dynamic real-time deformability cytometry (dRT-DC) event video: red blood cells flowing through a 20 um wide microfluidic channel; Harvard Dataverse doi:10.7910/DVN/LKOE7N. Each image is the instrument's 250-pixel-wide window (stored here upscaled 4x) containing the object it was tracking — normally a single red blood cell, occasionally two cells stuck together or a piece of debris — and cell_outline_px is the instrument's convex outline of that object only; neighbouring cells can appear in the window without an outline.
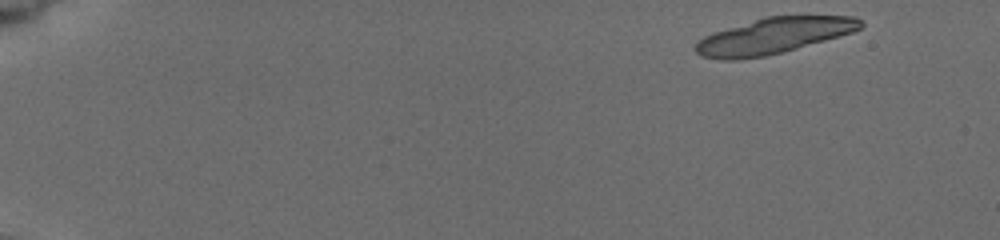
{"species": "common noctule bat (a hibernating species)", "species_latin": "Nyctalus noctula", "temperature_condition": "cold", "stored_images_in_passage": 9, "camera_frame_rate_fps": 3000, "um_per_image_px": 0.085, "animal": {"sex": "female", "body_mass_g": 19.5, "forearm_length_mm": 54.1}, "frame": {"image": 1, "passage_image": 1, "time_ms": 0.0, "image_size_px": [1000, 240], "cell_outline_px": [[864, 24], [860, 28], [852, 32], [796, 48], [764, 56], [732, 60], [724, 60], [704, 56], [696, 52], [696, 44], [704, 36], [716, 32], [768, 16], [856, 16], [864, 20]], "centroid_in_image_um": [65.81, 3.03], "position_along_channel_um": 19.2, "area_um2": 33.58}}
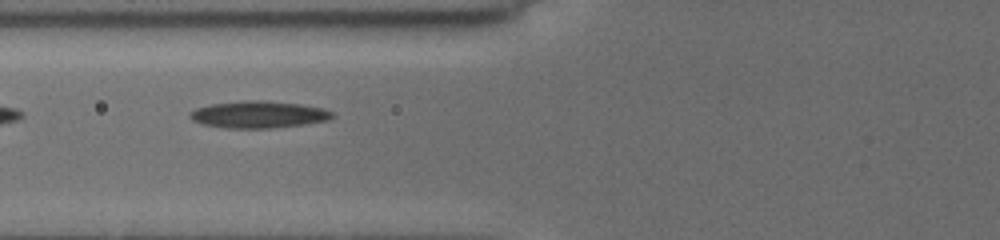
{"frame": {"image": 2, "passage_image": 7, "time_ms": 6.333, "image_size_px": [1000, 240], "cell_outline_px": [[332, 116], [328, 120], [304, 124], [268, 128], [224, 128], [204, 124], [192, 120], [188, 116], [188, 112], [196, 108], [212, 104], [244, 100], [264, 100], [300, 104], [320, 108], [332, 112]], "centroid_in_image_um": [21.91, 9.73], "position_along_channel_um": 103.9, "area_um2": 22.2}}
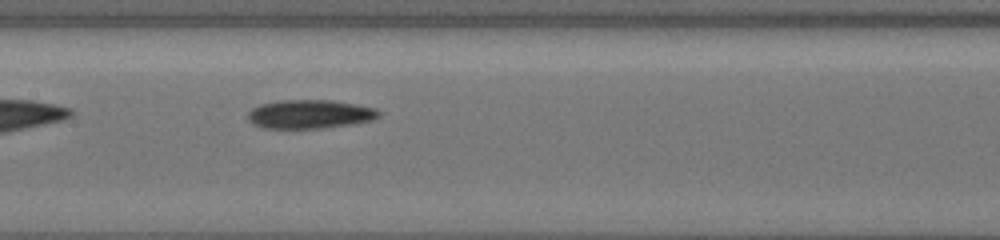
{"frame": {"image": 3, "passage_image": 9, "time_ms": 8.333, "image_size_px": [1000, 240], "cell_outline_px": [[380, 116], [372, 120], [352, 124], [320, 128], [264, 128], [252, 124], [248, 120], [248, 112], [252, 108], [260, 104], [276, 100], [332, 100], [356, 104], [376, 108], [380, 112]], "centroid_in_image_um": [26.32, 9.69], "position_along_channel_um": 181.1, "area_um2": 22.08}}